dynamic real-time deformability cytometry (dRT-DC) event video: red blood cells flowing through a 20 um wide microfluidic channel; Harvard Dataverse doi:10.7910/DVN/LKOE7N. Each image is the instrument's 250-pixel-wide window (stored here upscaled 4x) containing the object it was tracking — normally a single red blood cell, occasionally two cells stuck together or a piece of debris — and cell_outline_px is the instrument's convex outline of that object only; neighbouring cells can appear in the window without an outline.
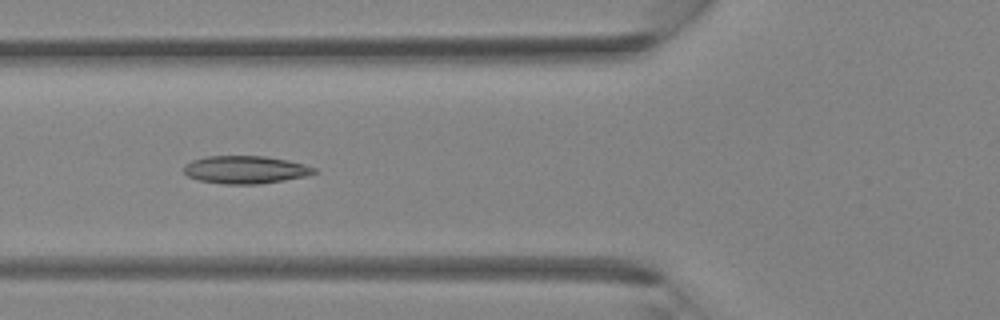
{"species": "Egyptian fruit bat (a non-hibernating species)", "species_latin": "Rousettus aegyptiacus", "temperature_condition": "room temperature", "stored_images_in_passage": 14, "camera_frame_rate_fps": 3000, "um_per_image_px": 0.085, "animal": {"sex": "female"}, "frame": {"image": 1, "passage_image": 5, "time_ms": 1.333, "image_size_px": [1000, 320], "cell_outline_px": [[320, 172], [304, 176], [284, 180], [260, 184], [224, 184], [200, 180], [188, 176], [184, 172], [184, 164], [192, 160], [208, 156], [264, 156], [288, 160], [304, 164], [316, 168]], "centroid_in_image_um": [20.88, 14.42], "position_along_channel_um": 104.9, "area_um2": 21.1}}
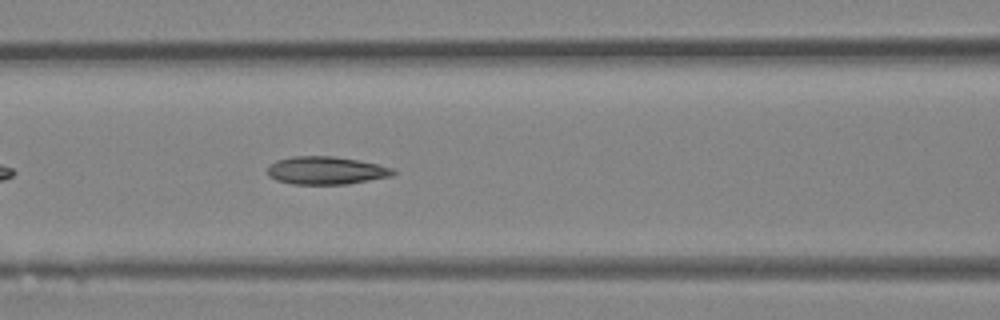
{"frame": {"image": 2, "passage_image": 7, "time_ms": 2.0, "image_size_px": [1000, 320], "cell_outline_px": [[396, 172], [392, 176], [348, 184], [292, 184], [276, 180], [268, 176], [268, 164], [276, 160], [292, 156], [332, 156], [356, 160], [376, 164], [392, 168]], "centroid_in_image_um": [27.67, 14.49], "position_along_channel_um": 138.9, "area_um2": 20.4}}
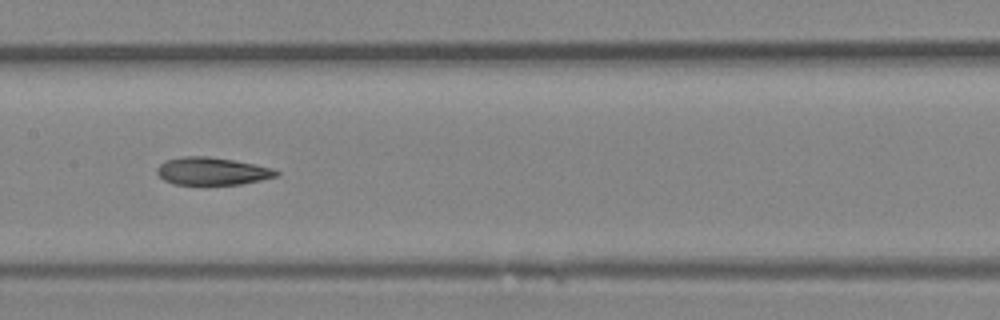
{"frame": {"image": 3, "passage_image": 10, "time_ms": 3.0, "image_size_px": [1000, 320], "cell_outline_px": [[280, 172], [276, 176], [260, 180], [240, 184], [172, 184], [164, 180], [156, 172], [156, 168], [164, 160], [180, 156], [208, 156], [256, 164], [272, 168]], "centroid_in_image_um": [17.99, 14.54], "position_along_channel_um": 189.4, "area_um2": 19.19}}